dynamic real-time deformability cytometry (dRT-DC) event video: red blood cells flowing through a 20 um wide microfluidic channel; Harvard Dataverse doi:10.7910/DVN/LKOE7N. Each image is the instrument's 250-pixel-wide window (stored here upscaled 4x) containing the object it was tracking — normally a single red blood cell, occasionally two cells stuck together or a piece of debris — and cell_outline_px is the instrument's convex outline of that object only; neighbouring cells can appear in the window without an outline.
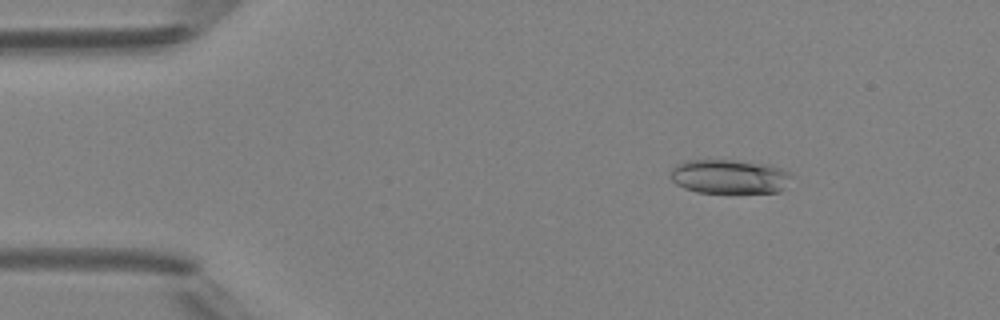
{"species": "Egyptian fruit bat (a non-hibernating species)", "species_latin": "Rousettus aegyptiacus", "temperature_condition": "room temperature", "stored_images_in_passage": 4, "camera_frame_rate_fps": 3000, "um_per_image_px": 0.085, "animal": {"sex": "female"}, "frame": {"image": 1, "passage_image": 2, "time_ms": 1.0, "image_size_px": [1000, 320], "cell_outline_px": [[792, 176], [784, 188], [780, 192], [696, 192], [684, 188], [676, 184], [672, 180], [672, 168], [676, 164], [684, 160], [732, 160], [768, 164], [780, 168], [788, 172]], "centroid_in_image_um": [61.99, 15.0], "position_along_channel_um": 23.0, "area_um2": 23.99}}
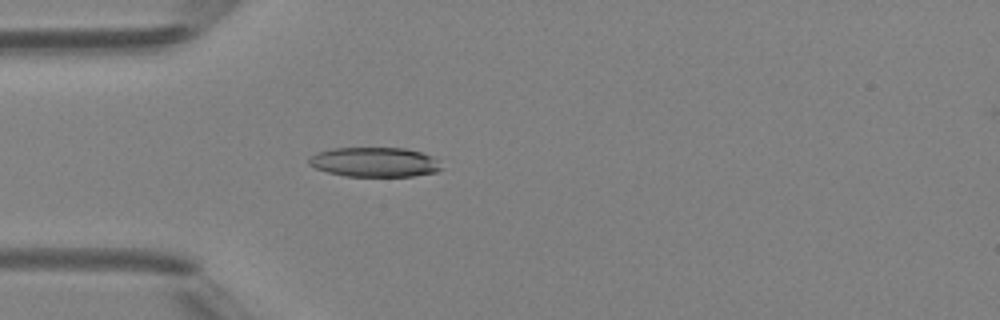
{"frame": {"image": 2, "passage_image": 4, "time_ms": 3.333, "image_size_px": [1000, 320], "cell_outline_px": [[440, 168], [436, 172], [412, 176], [344, 176], [328, 172], [316, 168], [308, 164], [308, 160], [316, 152], [332, 148], [404, 148], [420, 152], [432, 156]], "centroid_in_image_um": [31.78, 13.77], "position_along_channel_um": 53.2, "area_um2": 22.6}}